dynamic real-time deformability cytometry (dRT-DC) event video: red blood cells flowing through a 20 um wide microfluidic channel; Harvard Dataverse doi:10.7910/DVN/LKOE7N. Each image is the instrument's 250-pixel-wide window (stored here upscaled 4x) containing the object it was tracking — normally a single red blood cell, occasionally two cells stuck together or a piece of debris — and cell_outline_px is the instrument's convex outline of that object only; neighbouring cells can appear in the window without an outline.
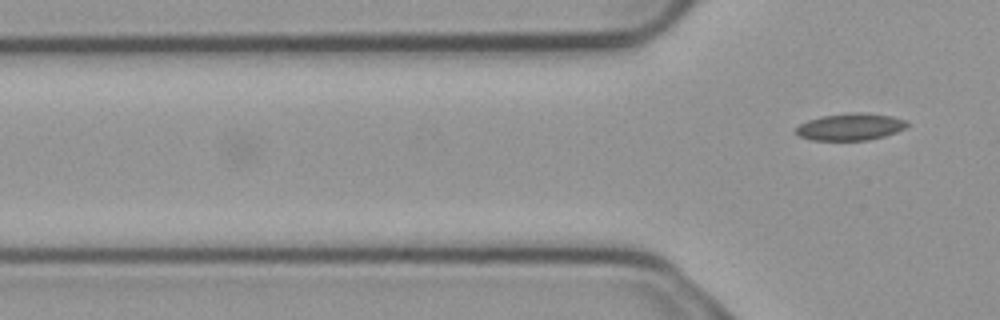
{"species": "common noctule bat (a hibernating species)", "species_latin": "Nyctalus noctula", "temperature_condition": "cold", "stored_images_in_passage": 5, "camera_frame_rate_fps": 3000, "um_per_image_px": 0.085, "animal": {"sex": "male", "body_mass_g": 23.1, "forearm_length_mm": 52.7}, "frame": {"image": 1, "passage_image": 5, "time_ms": 1.333, "image_size_px": [1000, 320], "cell_outline_px": [[908, 124], [904, 128], [896, 132], [884, 136], [868, 140], [812, 140], [800, 136], [796, 132], [796, 128], [800, 124], [808, 120], [820, 116], [848, 112], [864, 112], [892, 116], [904, 120]], "centroid_in_image_um": [72.27, 10.77], "position_along_channel_um": 53.5, "area_um2": 17.46}}